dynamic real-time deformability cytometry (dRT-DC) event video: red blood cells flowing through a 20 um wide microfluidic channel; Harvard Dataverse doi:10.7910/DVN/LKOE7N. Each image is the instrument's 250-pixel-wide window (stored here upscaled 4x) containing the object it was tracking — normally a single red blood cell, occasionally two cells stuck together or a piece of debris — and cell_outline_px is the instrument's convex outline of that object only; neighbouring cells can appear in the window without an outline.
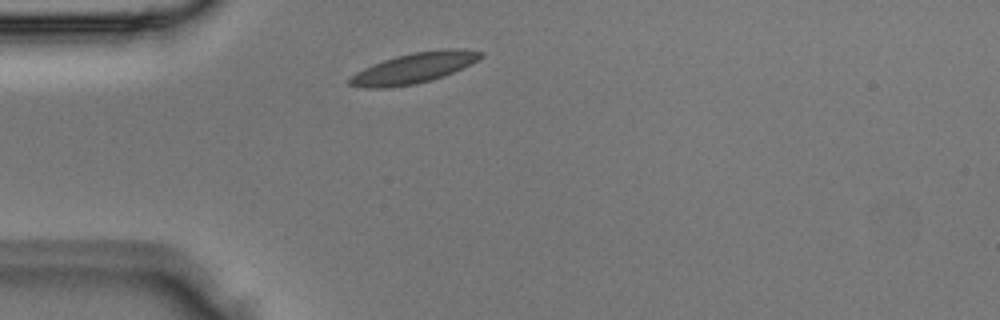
{"species": "Egyptian fruit bat (a non-hibernating species)", "species_latin": "Rousettus aegyptiacus", "temperature_condition": "room temperature", "stored_images_in_passage": 1, "camera_frame_rate_fps": 3000, "um_per_image_px": 0.085, "animal": {"sex": "male"}, "frame": {"image": 1, "passage_image": 1, "time_ms": 0.0, "image_size_px": [1000, 320], "cell_outline_px": [[484, 56], [444, 76], [432, 80], [416, 84], [384, 88], [364, 88], [348, 84], [348, 80], [356, 72], [364, 68], [384, 60], [396, 56], [412, 52], [448, 48], [464, 48], [484, 52]], "centroid_in_image_um": [35.19, 5.77], "position_along_channel_um": 49.8, "area_um2": 23.12}}